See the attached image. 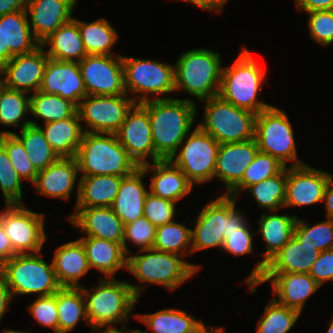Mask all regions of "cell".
Instances as JSON below:
<instances>
[{"mask_svg": "<svg viewBox=\"0 0 333 333\" xmlns=\"http://www.w3.org/2000/svg\"><path fill=\"white\" fill-rule=\"evenodd\" d=\"M135 104L125 95H86L77 106L84 132L115 134ZM89 127V128H88Z\"/></svg>", "mask_w": 333, "mask_h": 333, "instance_id": "4fadbf2b", "label": "cell"}, {"mask_svg": "<svg viewBox=\"0 0 333 333\" xmlns=\"http://www.w3.org/2000/svg\"><path fill=\"white\" fill-rule=\"evenodd\" d=\"M52 259L55 275L61 287L82 286L79 280L90 271V267L85 248L79 239L58 246Z\"/></svg>", "mask_w": 333, "mask_h": 333, "instance_id": "f1b7e54d", "label": "cell"}, {"mask_svg": "<svg viewBox=\"0 0 333 333\" xmlns=\"http://www.w3.org/2000/svg\"><path fill=\"white\" fill-rule=\"evenodd\" d=\"M193 220L192 254L208 248L222 250L229 221V195L221 194L205 204Z\"/></svg>", "mask_w": 333, "mask_h": 333, "instance_id": "2e32d148", "label": "cell"}, {"mask_svg": "<svg viewBox=\"0 0 333 333\" xmlns=\"http://www.w3.org/2000/svg\"><path fill=\"white\" fill-rule=\"evenodd\" d=\"M85 297L86 314L93 333L104 329L122 327L129 323L131 312L138 302L129 282L117 278H100L91 290L80 287ZM130 315V316H129Z\"/></svg>", "mask_w": 333, "mask_h": 333, "instance_id": "7a4b0ae2", "label": "cell"}, {"mask_svg": "<svg viewBox=\"0 0 333 333\" xmlns=\"http://www.w3.org/2000/svg\"><path fill=\"white\" fill-rule=\"evenodd\" d=\"M39 91L57 94L78 106L87 95L78 62L48 58Z\"/></svg>", "mask_w": 333, "mask_h": 333, "instance_id": "44dd1931", "label": "cell"}, {"mask_svg": "<svg viewBox=\"0 0 333 333\" xmlns=\"http://www.w3.org/2000/svg\"><path fill=\"white\" fill-rule=\"evenodd\" d=\"M320 251L294 236L267 262L264 273H309Z\"/></svg>", "mask_w": 333, "mask_h": 333, "instance_id": "1f68e13d", "label": "cell"}, {"mask_svg": "<svg viewBox=\"0 0 333 333\" xmlns=\"http://www.w3.org/2000/svg\"><path fill=\"white\" fill-rule=\"evenodd\" d=\"M284 167L270 154L258 151L252 163L245 170L242 180L227 195L238 199L240 193L249 186L277 175Z\"/></svg>", "mask_w": 333, "mask_h": 333, "instance_id": "ee69618b", "label": "cell"}, {"mask_svg": "<svg viewBox=\"0 0 333 333\" xmlns=\"http://www.w3.org/2000/svg\"><path fill=\"white\" fill-rule=\"evenodd\" d=\"M115 134L119 143L139 167L162 160L155 153L148 111L141 104L132 106Z\"/></svg>", "mask_w": 333, "mask_h": 333, "instance_id": "9a60e30c", "label": "cell"}, {"mask_svg": "<svg viewBox=\"0 0 333 333\" xmlns=\"http://www.w3.org/2000/svg\"><path fill=\"white\" fill-rule=\"evenodd\" d=\"M27 308L44 329L53 328L54 332L58 333L57 292L48 296H37Z\"/></svg>", "mask_w": 333, "mask_h": 333, "instance_id": "816d5d0a", "label": "cell"}, {"mask_svg": "<svg viewBox=\"0 0 333 333\" xmlns=\"http://www.w3.org/2000/svg\"><path fill=\"white\" fill-rule=\"evenodd\" d=\"M293 236L320 252L333 249V219L327 218L311 226L307 221L297 218Z\"/></svg>", "mask_w": 333, "mask_h": 333, "instance_id": "f6af8a7d", "label": "cell"}, {"mask_svg": "<svg viewBox=\"0 0 333 333\" xmlns=\"http://www.w3.org/2000/svg\"><path fill=\"white\" fill-rule=\"evenodd\" d=\"M145 176L146 173L139 167L130 175L122 177L117 197L111 208L124 225L144 216V203L149 192L142 179Z\"/></svg>", "mask_w": 333, "mask_h": 333, "instance_id": "83f0119b", "label": "cell"}, {"mask_svg": "<svg viewBox=\"0 0 333 333\" xmlns=\"http://www.w3.org/2000/svg\"><path fill=\"white\" fill-rule=\"evenodd\" d=\"M258 151L255 138L245 142L220 144L214 179L222 181L226 189L224 194L227 195L242 180L245 170Z\"/></svg>", "mask_w": 333, "mask_h": 333, "instance_id": "7402d4cb", "label": "cell"}, {"mask_svg": "<svg viewBox=\"0 0 333 333\" xmlns=\"http://www.w3.org/2000/svg\"><path fill=\"white\" fill-rule=\"evenodd\" d=\"M219 146L211 135L197 125L169 160L186 175L192 185H202L214 179Z\"/></svg>", "mask_w": 333, "mask_h": 333, "instance_id": "8fae6325", "label": "cell"}, {"mask_svg": "<svg viewBox=\"0 0 333 333\" xmlns=\"http://www.w3.org/2000/svg\"><path fill=\"white\" fill-rule=\"evenodd\" d=\"M68 221L82 236L105 239L123 245L124 223L111 207L74 208Z\"/></svg>", "mask_w": 333, "mask_h": 333, "instance_id": "603a6c76", "label": "cell"}, {"mask_svg": "<svg viewBox=\"0 0 333 333\" xmlns=\"http://www.w3.org/2000/svg\"><path fill=\"white\" fill-rule=\"evenodd\" d=\"M13 134L21 141L37 171L44 170L59 158L38 126L29 125L21 129L19 134Z\"/></svg>", "mask_w": 333, "mask_h": 333, "instance_id": "b9f144b4", "label": "cell"}, {"mask_svg": "<svg viewBox=\"0 0 333 333\" xmlns=\"http://www.w3.org/2000/svg\"><path fill=\"white\" fill-rule=\"evenodd\" d=\"M4 65L14 56L32 52L40 46L28 22L26 10L1 15Z\"/></svg>", "mask_w": 333, "mask_h": 333, "instance_id": "4316f807", "label": "cell"}, {"mask_svg": "<svg viewBox=\"0 0 333 333\" xmlns=\"http://www.w3.org/2000/svg\"><path fill=\"white\" fill-rule=\"evenodd\" d=\"M236 197L229 196V221L226 237L228 233L238 231L243 228L249 221L245 218L244 213L236 208Z\"/></svg>", "mask_w": 333, "mask_h": 333, "instance_id": "11a10c76", "label": "cell"}, {"mask_svg": "<svg viewBox=\"0 0 333 333\" xmlns=\"http://www.w3.org/2000/svg\"><path fill=\"white\" fill-rule=\"evenodd\" d=\"M79 174L75 157L58 158L44 170L38 171L33 185L38 195L69 200Z\"/></svg>", "mask_w": 333, "mask_h": 333, "instance_id": "d4e9b609", "label": "cell"}, {"mask_svg": "<svg viewBox=\"0 0 333 333\" xmlns=\"http://www.w3.org/2000/svg\"><path fill=\"white\" fill-rule=\"evenodd\" d=\"M308 274L320 287L327 281H333V249L320 252Z\"/></svg>", "mask_w": 333, "mask_h": 333, "instance_id": "db71d44e", "label": "cell"}, {"mask_svg": "<svg viewBox=\"0 0 333 333\" xmlns=\"http://www.w3.org/2000/svg\"><path fill=\"white\" fill-rule=\"evenodd\" d=\"M271 283L273 298L281 305L302 313L307 299L320 286L308 273H263L256 283H246L253 294L255 288L265 282Z\"/></svg>", "mask_w": 333, "mask_h": 333, "instance_id": "ac0fdd59", "label": "cell"}, {"mask_svg": "<svg viewBox=\"0 0 333 333\" xmlns=\"http://www.w3.org/2000/svg\"><path fill=\"white\" fill-rule=\"evenodd\" d=\"M176 220L156 227L152 249L175 253L187 259L192 254L191 228Z\"/></svg>", "mask_w": 333, "mask_h": 333, "instance_id": "ab89813d", "label": "cell"}, {"mask_svg": "<svg viewBox=\"0 0 333 333\" xmlns=\"http://www.w3.org/2000/svg\"><path fill=\"white\" fill-rule=\"evenodd\" d=\"M156 235V227L150 223L144 216L136 221L124 225V241L123 249L127 254H131L130 247L127 245L129 241L133 246L140 250L152 249Z\"/></svg>", "mask_w": 333, "mask_h": 333, "instance_id": "c3c4849f", "label": "cell"}, {"mask_svg": "<svg viewBox=\"0 0 333 333\" xmlns=\"http://www.w3.org/2000/svg\"><path fill=\"white\" fill-rule=\"evenodd\" d=\"M45 214L27 209L25 204H5L0 211V223L16 254L42 251L47 241Z\"/></svg>", "mask_w": 333, "mask_h": 333, "instance_id": "7c38bea8", "label": "cell"}, {"mask_svg": "<svg viewBox=\"0 0 333 333\" xmlns=\"http://www.w3.org/2000/svg\"><path fill=\"white\" fill-rule=\"evenodd\" d=\"M48 58L41 45L32 52L14 55L0 69V81L6 88L32 94L41 87Z\"/></svg>", "mask_w": 333, "mask_h": 333, "instance_id": "d6986e66", "label": "cell"}, {"mask_svg": "<svg viewBox=\"0 0 333 333\" xmlns=\"http://www.w3.org/2000/svg\"><path fill=\"white\" fill-rule=\"evenodd\" d=\"M325 203L326 217L333 219V174L325 187L323 205Z\"/></svg>", "mask_w": 333, "mask_h": 333, "instance_id": "6125c7cd", "label": "cell"}, {"mask_svg": "<svg viewBox=\"0 0 333 333\" xmlns=\"http://www.w3.org/2000/svg\"><path fill=\"white\" fill-rule=\"evenodd\" d=\"M298 11L304 13L322 10H333V0H294Z\"/></svg>", "mask_w": 333, "mask_h": 333, "instance_id": "9f6ffc18", "label": "cell"}, {"mask_svg": "<svg viewBox=\"0 0 333 333\" xmlns=\"http://www.w3.org/2000/svg\"><path fill=\"white\" fill-rule=\"evenodd\" d=\"M40 45L49 58L60 61L80 62L86 55L78 19L72 18L44 39Z\"/></svg>", "mask_w": 333, "mask_h": 333, "instance_id": "836d02e7", "label": "cell"}, {"mask_svg": "<svg viewBox=\"0 0 333 333\" xmlns=\"http://www.w3.org/2000/svg\"><path fill=\"white\" fill-rule=\"evenodd\" d=\"M79 240L85 248L90 269L100 271L102 278H115L118 270H127L128 256L122 244L91 236H82Z\"/></svg>", "mask_w": 333, "mask_h": 333, "instance_id": "f546056e", "label": "cell"}, {"mask_svg": "<svg viewBox=\"0 0 333 333\" xmlns=\"http://www.w3.org/2000/svg\"><path fill=\"white\" fill-rule=\"evenodd\" d=\"M294 130L285 111L271 105L256 115L255 139L260 152L270 154L283 166L306 164L298 160Z\"/></svg>", "mask_w": 333, "mask_h": 333, "instance_id": "30bf717a", "label": "cell"}, {"mask_svg": "<svg viewBox=\"0 0 333 333\" xmlns=\"http://www.w3.org/2000/svg\"><path fill=\"white\" fill-rule=\"evenodd\" d=\"M44 260L42 252L17 254L0 266L13 298L28 294L48 296L61 288L52 262L48 264Z\"/></svg>", "mask_w": 333, "mask_h": 333, "instance_id": "ba28073f", "label": "cell"}, {"mask_svg": "<svg viewBox=\"0 0 333 333\" xmlns=\"http://www.w3.org/2000/svg\"><path fill=\"white\" fill-rule=\"evenodd\" d=\"M28 0H0V16L25 10Z\"/></svg>", "mask_w": 333, "mask_h": 333, "instance_id": "94428289", "label": "cell"}, {"mask_svg": "<svg viewBox=\"0 0 333 333\" xmlns=\"http://www.w3.org/2000/svg\"><path fill=\"white\" fill-rule=\"evenodd\" d=\"M75 208L111 207L122 177L115 175L80 176Z\"/></svg>", "mask_w": 333, "mask_h": 333, "instance_id": "d6a6232c", "label": "cell"}, {"mask_svg": "<svg viewBox=\"0 0 333 333\" xmlns=\"http://www.w3.org/2000/svg\"><path fill=\"white\" fill-rule=\"evenodd\" d=\"M141 105L148 111L155 153L169 160L192 131L198 115L192 99H157Z\"/></svg>", "mask_w": 333, "mask_h": 333, "instance_id": "6da1fadb", "label": "cell"}, {"mask_svg": "<svg viewBox=\"0 0 333 333\" xmlns=\"http://www.w3.org/2000/svg\"><path fill=\"white\" fill-rule=\"evenodd\" d=\"M331 173L309 166L287 167L284 208L315 205L323 202Z\"/></svg>", "mask_w": 333, "mask_h": 333, "instance_id": "e0dca14e", "label": "cell"}, {"mask_svg": "<svg viewBox=\"0 0 333 333\" xmlns=\"http://www.w3.org/2000/svg\"><path fill=\"white\" fill-rule=\"evenodd\" d=\"M75 158L80 176L124 177L139 168L112 133L84 132Z\"/></svg>", "mask_w": 333, "mask_h": 333, "instance_id": "5b68a950", "label": "cell"}, {"mask_svg": "<svg viewBox=\"0 0 333 333\" xmlns=\"http://www.w3.org/2000/svg\"><path fill=\"white\" fill-rule=\"evenodd\" d=\"M300 315L299 311L281 305L272 297L257 321L256 333H288Z\"/></svg>", "mask_w": 333, "mask_h": 333, "instance_id": "7bdbcfd3", "label": "cell"}, {"mask_svg": "<svg viewBox=\"0 0 333 333\" xmlns=\"http://www.w3.org/2000/svg\"><path fill=\"white\" fill-rule=\"evenodd\" d=\"M204 102L203 121L198 126L219 144L238 143L255 138V113L234 106L219 96Z\"/></svg>", "mask_w": 333, "mask_h": 333, "instance_id": "9c48e42d", "label": "cell"}, {"mask_svg": "<svg viewBox=\"0 0 333 333\" xmlns=\"http://www.w3.org/2000/svg\"><path fill=\"white\" fill-rule=\"evenodd\" d=\"M58 333H68L84 320L88 323L82 289L61 287L57 291Z\"/></svg>", "mask_w": 333, "mask_h": 333, "instance_id": "8d00e7d4", "label": "cell"}, {"mask_svg": "<svg viewBox=\"0 0 333 333\" xmlns=\"http://www.w3.org/2000/svg\"><path fill=\"white\" fill-rule=\"evenodd\" d=\"M122 63L126 94L135 104L172 98L167 94L175 92L174 65L124 55Z\"/></svg>", "mask_w": 333, "mask_h": 333, "instance_id": "52a82bcc", "label": "cell"}, {"mask_svg": "<svg viewBox=\"0 0 333 333\" xmlns=\"http://www.w3.org/2000/svg\"><path fill=\"white\" fill-rule=\"evenodd\" d=\"M225 327L211 326L210 328L205 327L200 333H225Z\"/></svg>", "mask_w": 333, "mask_h": 333, "instance_id": "e7e4bbea", "label": "cell"}, {"mask_svg": "<svg viewBox=\"0 0 333 333\" xmlns=\"http://www.w3.org/2000/svg\"><path fill=\"white\" fill-rule=\"evenodd\" d=\"M297 215L277 214L276 211H270L266 214L261 213L258 220V232L265 242L266 250L261 253L263 257L259 260L255 267L252 268L251 274L246 278L245 283H256L263 275L266 262L282 249L293 236V229L297 220Z\"/></svg>", "mask_w": 333, "mask_h": 333, "instance_id": "ffe728a7", "label": "cell"}, {"mask_svg": "<svg viewBox=\"0 0 333 333\" xmlns=\"http://www.w3.org/2000/svg\"><path fill=\"white\" fill-rule=\"evenodd\" d=\"M146 175L152 172L149 192L177 203L190 194L193 185L170 160H160L140 166Z\"/></svg>", "mask_w": 333, "mask_h": 333, "instance_id": "484cf974", "label": "cell"}, {"mask_svg": "<svg viewBox=\"0 0 333 333\" xmlns=\"http://www.w3.org/2000/svg\"><path fill=\"white\" fill-rule=\"evenodd\" d=\"M176 204L148 192L144 203V217L155 227L170 223L176 217Z\"/></svg>", "mask_w": 333, "mask_h": 333, "instance_id": "681fc988", "label": "cell"}, {"mask_svg": "<svg viewBox=\"0 0 333 333\" xmlns=\"http://www.w3.org/2000/svg\"><path fill=\"white\" fill-rule=\"evenodd\" d=\"M287 167L277 175L267 178L260 183L249 186L245 191L251 194L263 211H278L284 208L286 198ZM266 210H265V209Z\"/></svg>", "mask_w": 333, "mask_h": 333, "instance_id": "f35d334b", "label": "cell"}, {"mask_svg": "<svg viewBox=\"0 0 333 333\" xmlns=\"http://www.w3.org/2000/svg\"><path fill=\"white\" fill-rule=\"evenodd\" d=\"M243 46L232 65L222 68L218 96L236 107L259 114L270 104L258 99L267 71Z\"/></svg>", "mask_w": 333, "mask_h": 333, "instance_id": "277c9868", "label": "cell"}, {"mask_svg": "<svg viewBox=\"0 0 333 333\" xmlns=\"http://www.w3.org/2000/svg\"><path fill=\"white\" fill-rule=\"evenodd\" d=\"M150 331L141 333H200L207 325L184 310L165 308L155 313L134 315Z\"/></svg>", "mask_w": 333, "mask_h": 333, "instance_id": "e575fe53", "label": "cell"}, {"mask_svg": "<svg viewBox=\"0 0 333 333\" xmlns=\"http://www.w3.org/2000/svg\"><path fill=\"white\" fill-rule=\"evenodd\" d=\"M128 329V330H127ZM126 327H121L120 329L117 328H110L100 331L101 333H141L138 329H131Z\"/></svg>", "mask_w": 333, "mask_h": 333, "instance_id": "be15d7a7", "label": "cell"}, {"mask_svg": "<svg viewBox=\"0 0 333 333\" xmlns=\"http://www.w3.org/2000/svg\"><path fill=\"white\" fill-rule=\"evenodd\" d=\"M76 5L77 0H28L25 10L35 38L41 43L70 21Z\"/></svg>", "mask_w": 333, "mask_h": 333, "instance_id": "cb8c5ba5", "label": "cell"}, {"mask_svg": "<svg viewBox=\"0 0 333 333\" xmlns=\"http://www.w3.org/2000/svg\"><path fill=\"white\" fill-rule=\"evenodd\" d=\"M87 95H125L122 55H86L78 62Z\"/></svg>", "mask_w": 333, "mask_h": 333, "instance_id": "5bb4252c", "label": "cell"}, {"mask_svg": "<svg viewBox=\"0 0 333 333\" xmlns=\"http://www.w3.org/2000/svg\"><path fill=\"white\" fill-rule=\"evenodd\" d=\"M15 255L17 254L14 252L9 237L0 223V266Z\"/></svg>", "mask_w": 333, "mask_h": 333, "instance_id": "91938a15", "label": "cell"}, {"mask_svg": "<svg viewBox=\"0 0 333 333\" xmlns=\"http://www.w3.org/2000/svg\"><path fill=\"white\" fill-rule=\"evenodd\" d=\"M0 93H1V81H0ZM14 132H11V131H3V130H0V135H3V134H13Z\"/></svg>", "mask_w": 333, "mask_h": 333, "instance_id": "89a4df30", "label": "cell"}, {"mask_svg": "<svg viewBox=\"0 0 333 333\" xmlns=\"http://www.w3.org/2000/svg\"><path fill=\"white\" fill-rule=\"evenodd\" d=\"M22 179L19 177L5 148L0 144V190L5 204H24Z\"/></svg>", "mask_w": 333, "mask_h": 333, "instance_id": "7dc6e473", "label": "cell"}, {"mask_svg": "<svg viewBox=\"0 0 333 333\" xmlns=\"http://www.w3.org/2000/svg\"><path fill=\"white\" fill-rule=\"evenodd\" d=\"M30 122L31 125L38 126L42 130L46 140L59 158L76 156L84 135L78 112L71 117L45 123L44 127L35 120H30Z\"/></svg>", "mask_w": 333, "mask_h": 333, "instance_id": "4dcf8cb0", "label": "cell"}, {"mask_svg": "<svg viewBox=\"0 0 333 333\" xmlns=\"http://www.w3.org/2000/svg\"><path fill=\"white\" fill-rule=\"evenodd\" d=\"M2 333H29L28 331H18L13 329H4Z\"/></svg>", "mask_w": 333, "mask_h": 333, "instance_id": "003e7915", "label": "cell"}, {"mask_svg": "<svg viewBox=\"0 0 333 333\" xmlns=\"http://www.w3.org/2000/svg\"><path fill=\"white\" fill-rule=\"evenodd\" d=\"M4 66V50H2V37H1V16H0V69Z\"/></svg>", "mask_w": 333, "mask_h": 333, "instance_id": "03108f58", "label": "cell"}, {"mask_svg": "<svg viewBox=\"0 0 333 333\" xmlns=\"http://www.w3.org/2000/svg\"><path fill=\"white\" fill-rule=\"evenodd\" d=\"M78 26L87 55H117L111 50L119 34L107 19L103 17L92 22L79 19Z\"/></svg>", "mask_w": 333, "mask_h": 333, "instance_id": "d590c367", "label": "cell"}, {"mask_svg": "<svg viewBox=\"0 0 333 333\" xmlns=\"http://www.w3.org/2000/svg\"><path fill=\"white\" fill-rule=\"evenodd\" d=\"M137 253L134 255L132 252L128 255L127 271L138 281L145 283L143 285L129 283L138 299L149 284H158L172 291L193 277L202 267L185 261L183 256L175 253L155 249L140 250Z\"/></svg>", "mask_w": 333, "mask_h": 333, "instance_id": "3957f363", "label": "cell"}, {"mask_svg": "<svg viewBox=\"0 0 333 333\" xmlns=\"http://www.w3.org/2000/svg\"><path fill=\"white\" fill-rule=\"evenodd\" d=\"M249 223L238 231L228 233L222 247L223 251L234 256H243L254 252L252 239L256 232L250 231Z\"/></svg>", "mask_w": 333, "mask_h": 333, "instance_id": "f5cc1de1", "label": "cell"}, {"mask_svg": "<svg viewBox=\"0 0 333 333\" xmlns=\"http://www.w3.org/2000/svg\"><path fill=\"white\" fill-rule=\"evenodd\" d=\"M308 15L310 38L322 47L333 43V10L313 11Z\"/></svg>", "mask_w": 333, "mask_h": 333, "instance_id": "f907efd6", "label": "cell"}, {"mask_svg": "<svg viewBox=\"0 0 333 333\" xmlns=\"http://www.w3.org/2000/svg\"><path fill=\"white\" fill-rule=\"evenodd\" d=\"M0 144L7 151L11 164L22 181L29 180L33 184L38 171L28 158L21 141L14 134H3L0 135Z\"/></svg>", "mask_w": 333, "mask_h": 333, "instance_id": "bcb514c9", "label": "cell"}, {"mask_svg": "<svg viewBox=\"0 0 333 333\" xmlns=\"http://www.w3.org/2000/svg\"><path fill=\"white\" fill-rule=\"evenodd\" d=\"M191 3L203 10H207L212 13H222L223 8L228 3V0H179Z\"/></svg>", "mask_w": 333, "mask_h": 333, "instance_id": "6f0895ef", "label": "cell"}, {"mask_svg": "<svg viewBox=\"0 0 333 333\" xmlns=\"http://www.w3.org/2000/svg\"><path fill=\"white\" fill-rule=\"evenodd\" d=\"M77 112V106L70 100L57 94H48L36 91L30 94V114L43 120V124L62 120L73 116Z\"/></svg>", "mask_w": 333, "mask_h": 333, "instance_id": "74e56055", "label": "cell"}, {"mask_svg": "<svg viewBox=\"0 0 333 333\" xmlns=\"http://www.w3.org/2000/svg\"><path fill=\"white\" fill-rule=\"evenodd\" d=\"M173 65L175 92L185 91L199 101L218 96L223 68L218 52L191 49L182 53Z\"/></svg>", "mask_w": 333, "mask_h": 333, "instance_id": "8992f818", "label": "cell"}, {"mask_svg": "<svg viewBox=\"0 0 333 333\" xmlns=\"http://www.w3.org/2000/svg\"><path fill=\"white\" fill-rule=\"evenodd\" d=\"M326 333H333V319L329 323V328L327 329Z\"/></svg>", "mask_w": 333, "mask_h": 333, "instance_id": "a7ac6f4b", "label": "cell"}, {"mask_svg": "<svg viewBox=\"0 0 333 333\" xmlns=\"http://www.w3.org/2000/svg\"><path fill=\"white\" fill-rule=\"evenodd\" d=\"M13 299L12 293L6 284L5 278L0 271V323L2 318L9 309V305Z\"/></svg>", "mask_w": 333, "mask_h": 333, "instance_id": "680465c9", "label": "cell"}, {"mask_svg": "<svg viewBox=\"0 0 333 333\" xmlns=\"http://www.w3.org/2000/svg\"><path fill=\"white\" fill-rule=\"evenodd\" d=\"M18 90L6 88L1 82L0 93V124L3 126L17 127L20 130L31 125L30 120H25L30 114V95Z\"/></svg>", "mask_w": 333, "mask_h": 333, "instance_id": "60d3db41", "label": "cell"}]
</instances>
